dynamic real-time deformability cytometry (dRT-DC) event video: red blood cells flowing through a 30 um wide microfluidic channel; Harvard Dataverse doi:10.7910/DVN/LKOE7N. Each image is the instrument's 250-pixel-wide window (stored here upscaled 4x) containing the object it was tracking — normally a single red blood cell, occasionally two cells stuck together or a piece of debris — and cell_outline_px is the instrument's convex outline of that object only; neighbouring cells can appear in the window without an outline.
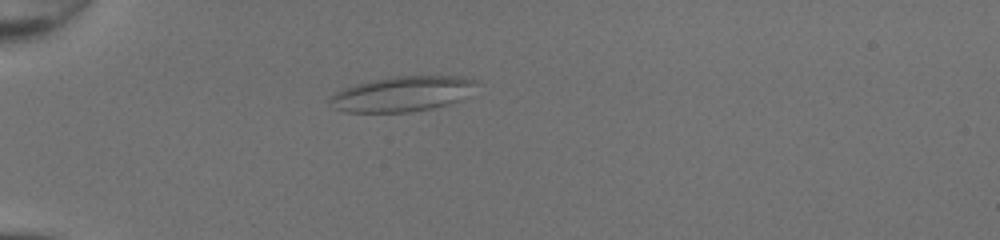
{"species": "common noctule bat (a hibernating species)", "species_latin": "Nyctalus noctula", "temperature_condition": "room temperature", "stored_images_in_passage": 51, "camera_frame_rate_fps": 3000, "um_per_image_px": 0.085, "animal": {"sex": "female", "body_mass_g": 20.0, "forearm_length_mm": 54.0}, "frame": {"image": 1, "passage_image": 17, "time_ms": 5.333, "image_size_px": [1000, 240], "cell_outline_px": [[476, 84], [460, 100], [448, 104], [432, 108], [408, 112], [344, 112], [332, 108], [328, 100], [328, 96], [344, 88], [356, 84], [392, 76], [460, 76], [476, 80]], "centroid_in_image_um": [34.12, 7.99], "position_along_channel_um": 50.9, "area_um2": 29.88}}
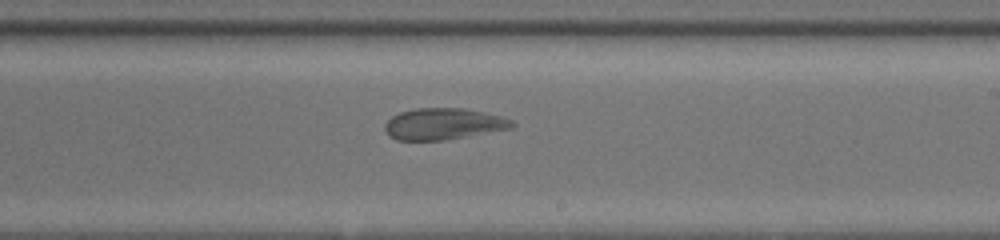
{"frame": {"image": 2, "passage_image": 33, "time_ms": 10.667, "image_size_px": [1000, 240], "cell_outline_px": [[516, 124], [512, 128], [444, 140], [396, 140], [388, 136], [384, 128], [384, 124], [392, 116], [400, 112], [416, 108], [464, 108], [484, 112], [500, 116], [512, 120]], "centroid_in_image_um": [37.67, 10.53], "position_along_channel_um": 251.3, "area_um2": 23.29}}
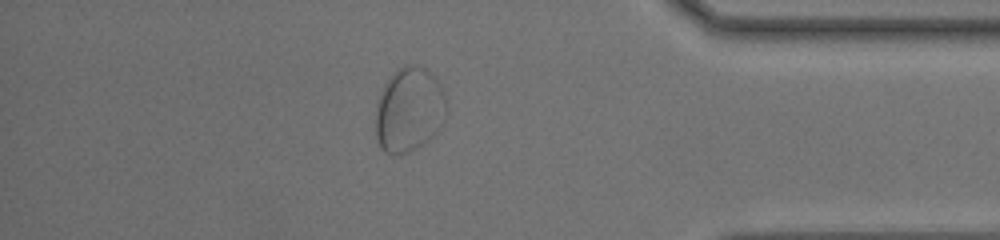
{"frame": {"image": 3, "passage_image": 45, "time_ms": 14.667, "image_size_px": [1000, 240], "cell_outline_px": [[444, 124], [424, 144], [408, 152], [384, 152], [380, 148], [376, 136], [376, 112], [380, 96], [384, 84], [404, 64], [412, 64], [428, 68], [440, 84], [444, 92]], "centroid_in_image_um": [34.79, 9.31], "position_along_channel_um": 400.4, "area_um2": 34.51}}